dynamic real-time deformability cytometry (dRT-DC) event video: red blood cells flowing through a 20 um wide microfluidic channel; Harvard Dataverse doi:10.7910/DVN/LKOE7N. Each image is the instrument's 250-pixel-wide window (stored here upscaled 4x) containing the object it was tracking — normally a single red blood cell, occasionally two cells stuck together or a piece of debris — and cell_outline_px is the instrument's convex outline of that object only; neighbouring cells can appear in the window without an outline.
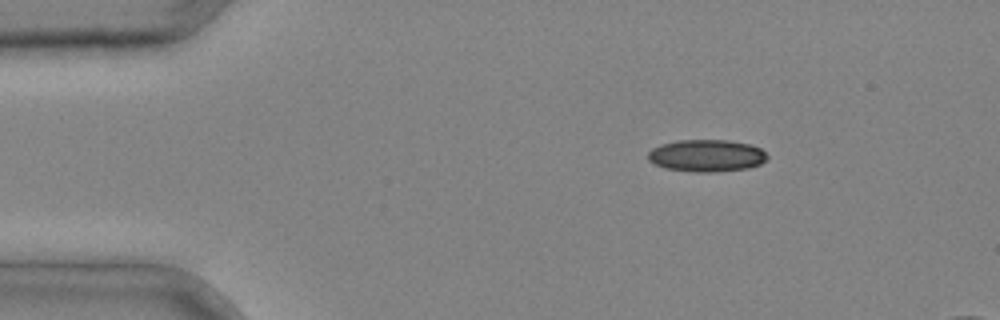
{"species": "common noctule bat (a hibernating species)", "species_latin": "Nyctalus noctula", "temperature_condition": "cold", "stored_images_in_passage": 3, "camera_frame_rate_fps": 3000, "um_per_image_px": 0.085, "animal": {"sex": "male", "body_mass_g": 20.4}, "frame": {"image": 1, "passage_image": 1, "time_ms": 0.0, "image_size_px": [1000, 320], "cell_outline_px": [[768, 156], [760, 164], [748, 168], [712, 172], [696, 172], [664, 168], [648, 160], [648, 152], [652, 148], [660, 144], [676, 140], [728, 140], [752, 144], [760, 148]], "centroid_in_image_um": [60.04, 13.22], "position_along_channel_um": 25.0, "area_um2": 22.37}}